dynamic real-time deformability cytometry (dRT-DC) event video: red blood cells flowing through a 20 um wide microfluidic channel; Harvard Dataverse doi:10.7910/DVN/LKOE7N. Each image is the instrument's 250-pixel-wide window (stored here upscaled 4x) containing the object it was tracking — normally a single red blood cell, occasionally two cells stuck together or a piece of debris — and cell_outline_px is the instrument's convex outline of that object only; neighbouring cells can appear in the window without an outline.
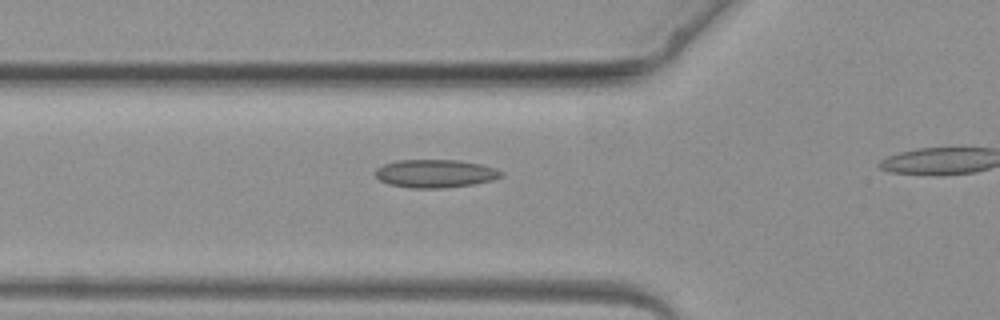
{"species": "common noctule bat (a hibernating species)", "species_latin": "Nyctalus noctula", "temperature_condition": "warm", "stored_images_in_passage": 4, "segment_of_instrument_passage": [1, 2], "camera_frame_rate_fps": 3000, "um_per_image_px": 0.085, "animal": {"sex": "female", "body_mass_g": 19.3, "forearm_length_mm": 54.1}, "frame": {"image": 1, "passage_image": 3, "time_ms": 2.333, "image_size_px": [1000, 320], "cell_outline_px": [[504, 172], [500, 176], [492, 180], [472, 184], [444, 188], [412, 188], [388, 184], [380, 180], [376, 176], [376, 168], [384, 164], [396, 160], [456, 160], [480, 164], [496, 168]], "centroid_in_image_um": [36.98, 14.75], "position_along_channel_um": 88.8, "area_um2": 20.52}}